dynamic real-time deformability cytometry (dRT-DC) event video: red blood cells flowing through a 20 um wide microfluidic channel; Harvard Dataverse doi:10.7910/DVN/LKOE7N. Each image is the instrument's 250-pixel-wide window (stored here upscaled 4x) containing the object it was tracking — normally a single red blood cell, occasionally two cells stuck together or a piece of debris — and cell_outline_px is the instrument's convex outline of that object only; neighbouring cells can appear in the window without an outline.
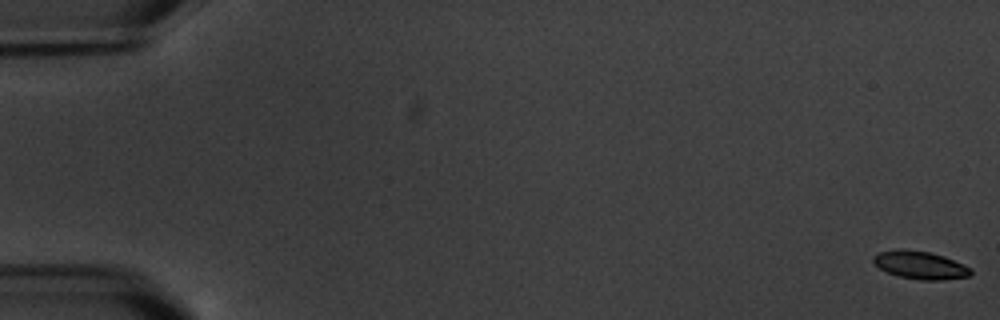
{"species": "common noctule bat (a hibernating species)", "species_latin": "Nyctalus noctula", "temperature_condition": "warm", "stored_images_in_passage": 7, "camera_frame_rate_fps": 3000, "um_per_image_px": 0.085, "animal": {"sex": "male", "body_mass_g": 20.1, "forearm_length_mm": 53.5}, "frame": {"image": 1, "passage_image": 1, "time_ms": 0.0, "image_size_px": [1000, 320], "cell_outline_px": [[972, 276], [944, 280], [920, 280], [900, 276], [888, 272], [880, 268], [872, 260], [872, 256], [876, 252], [896, 248], [904, 248], [928, 252], [944, 256], [972, 268]], "centroid_in_image_um": [78.21, 22.52], "position_along_channel_um": 6.8, "area_um2": 16.07}}